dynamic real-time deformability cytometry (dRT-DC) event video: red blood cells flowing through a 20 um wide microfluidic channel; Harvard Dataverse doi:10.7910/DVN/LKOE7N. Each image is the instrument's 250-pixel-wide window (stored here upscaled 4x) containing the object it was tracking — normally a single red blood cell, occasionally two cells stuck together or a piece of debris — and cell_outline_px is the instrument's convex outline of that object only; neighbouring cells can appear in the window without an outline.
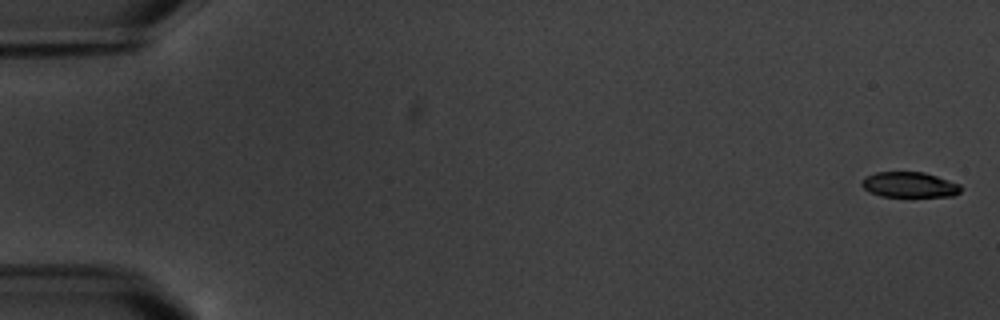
{"species": "common noctule bat (a hibernating species)", "species_latin": "Nyctalus noctula", "temperature_condition": "warm", "stored_images_in_passage": 6, "camera_frame_rate_fps": 3000, "um_per_image_px": 0.085, "animal": {"sex": "male", "body_mass_g": 20.1, "forearm_length_mm": 53.5}, "frame": {"image": 1, "passage_image": 1, "time_ms": 0.0, "image_size_px": [1000, 320], "cell_outline_px": [[964, 188], [960, 192], [952, 196], [880, 196], [868, 192], [860, 184], [864, 176], [876, 172], [924, 172], [960, 184]], "centroid_in_image_um": [77.28, 15.7], "position_along_channel_um": 7.7, "area_um2": 14.74}}
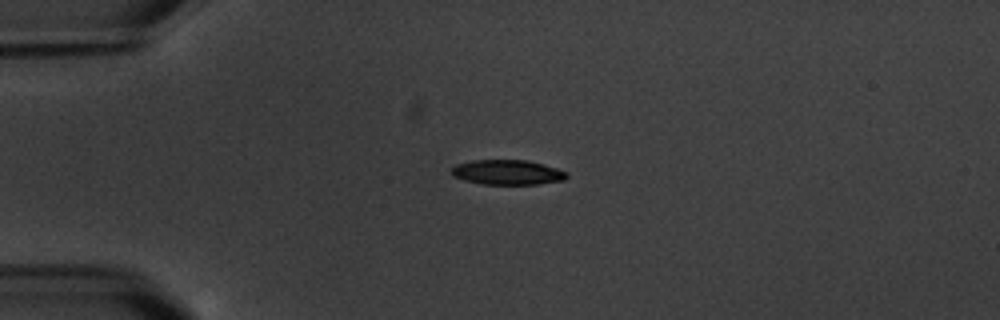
{"frame": {"image": 2, "passage_image": 5, "time_ms": 4.667, "image_size_px": [1000, 320], "cell_outline_px": [[568, 176], [564, 180], [540, 184], [480, 184], [464, 180], [452, 176], [452, 168], [456, 164], [472, 160], [528, 160], [544, 164], [568, 172]], "centroid_in_image_um": [43.14, 14.64], "position_along_channel_um": 41.9, "area_um2": 16.82}}